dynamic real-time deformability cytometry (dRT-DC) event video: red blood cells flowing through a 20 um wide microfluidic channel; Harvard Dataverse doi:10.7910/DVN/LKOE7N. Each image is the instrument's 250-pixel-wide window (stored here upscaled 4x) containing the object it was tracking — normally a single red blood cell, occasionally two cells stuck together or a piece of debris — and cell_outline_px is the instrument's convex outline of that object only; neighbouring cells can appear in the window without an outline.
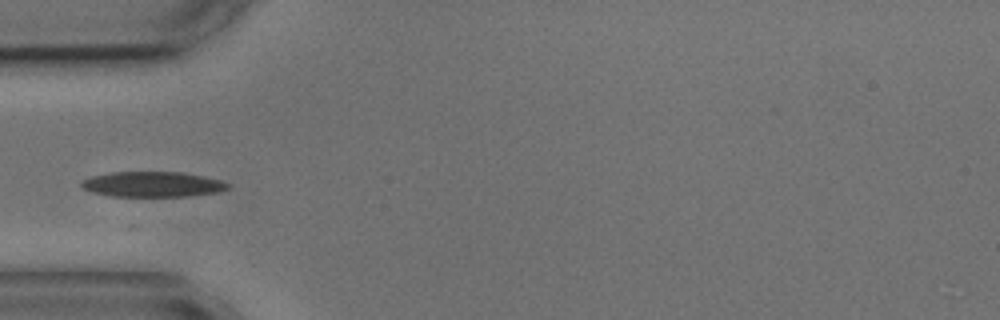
{"species": "common noctule bat (a hibernating species)", "species_latin": "Nyctalus noctula", "temperature_condition": "cold", "stored_images_in_passage": 5, "camera_frame_rate_fps": 3000, "um_per_image_px": 0.085, "animal": {"sex": "male", "body_mass_g": 17.9, "forearm_length_mm": 54.2}, "frame": {"image": 1, "passage_image": 5, "time_ms": 4.667, "image_size_px": [1000, 320], "cell_outline_px": [[232, 188], [220, 192], [192, 196], [112, 196], [92, 192], [80, 188], [80, 180], [88, 176], [112, 172], [180, 172], [220, 180], [228, 184]], "centroid_in_image_um": [12.92, 15.67], "position_along_channel_um": 72.1, "area_um2": 21.79}}